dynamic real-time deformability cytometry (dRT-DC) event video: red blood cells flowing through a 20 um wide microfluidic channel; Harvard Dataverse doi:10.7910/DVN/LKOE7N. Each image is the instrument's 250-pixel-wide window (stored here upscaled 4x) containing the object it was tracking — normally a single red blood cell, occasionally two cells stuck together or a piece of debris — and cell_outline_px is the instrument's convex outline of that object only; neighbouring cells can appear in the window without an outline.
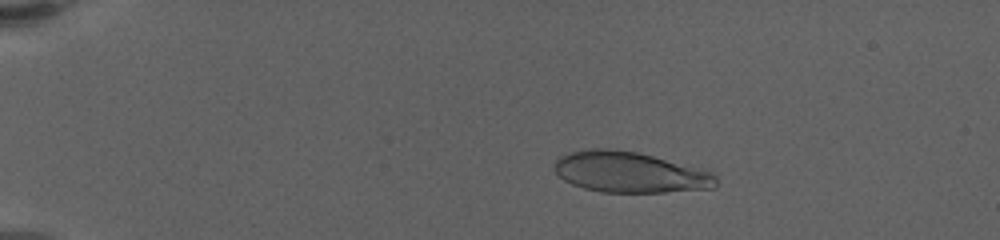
{"species": "human", "species_latin": "Homo sapiens", "temperature_condition": "warm", "stored_images_in_passage": 60, "camera_frame_rate_fps": 3000, "um_per_image_px": 0.085, "donor": {"sex": "female"}, "frame": {"image": 1, "passage_image": 12, "time_ms": 3.667, "image_size_px": [1000, 240], "cell_outline_px": [[716, 184], [712, 188], [664, 192], [600, 192], [584, 188], [572, 184], [564, 180], [556, 172], [556, 160], [572, 152], [592, 148], [608, 148], [636, 152], [652, 156], [712, 172], [716, 176]], "centroid_in_image_um": [53.53, 14.65], "position_along_channel_um": 31.5, "area_um2": 37.74}}
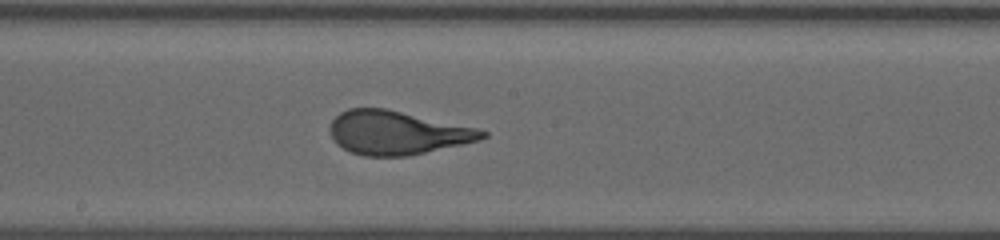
{"frame": {"image": 2, "passage_image": 35, "time_ms": 11.333, "image_size_px": [1000, 240], "cell_outline_px": [[488, 136], [480, 140], [408, 156], [364, 156], [352, 152], [336, 144], [328, 128], [332, 120], [340, 112], [348, 108], [388, 108], [476, 128], [488, 132]], "centroid_in_image_um": [33.73, 11.27], "position_along_channel_um": 214.5, "area_um2": 38.73}}
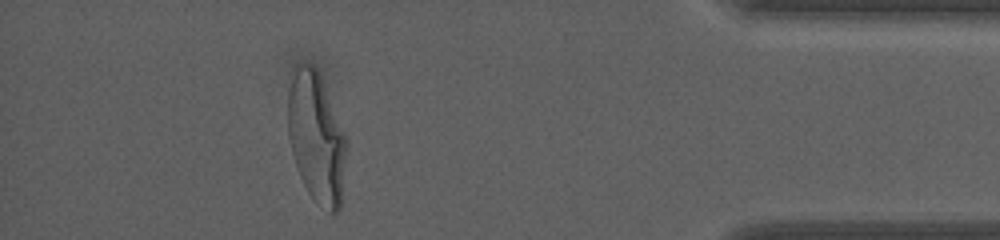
{"frame": {"image": 3, "passage_image": 55, "time_ms": 18.0, "image_size_px": [1000, 240], "cell_outline_px": [[348, 144], [340, 208], [336, 212], [328, 212], [308, 192], [296, 168], [288, 136], [288, 92], [292, 64], [296, 60], [308, 60], [316, 68], [320, 76]], "centroid_in_image_um": [26.86, 11.6], "position_along_channel_um": 408.3, "area_um2": 44.8}, "authors_computed_cell_mechanics": {"area_um2": 39.0439, "velocity_mm_per_s": 3.4897, "shape_relaxation_time_tau1_ms": 4.5038, "shape_relaxation_time_tau2_ms": null, "deformation_change_tau1": 0.2348, "deformation_change_tau2": null}}